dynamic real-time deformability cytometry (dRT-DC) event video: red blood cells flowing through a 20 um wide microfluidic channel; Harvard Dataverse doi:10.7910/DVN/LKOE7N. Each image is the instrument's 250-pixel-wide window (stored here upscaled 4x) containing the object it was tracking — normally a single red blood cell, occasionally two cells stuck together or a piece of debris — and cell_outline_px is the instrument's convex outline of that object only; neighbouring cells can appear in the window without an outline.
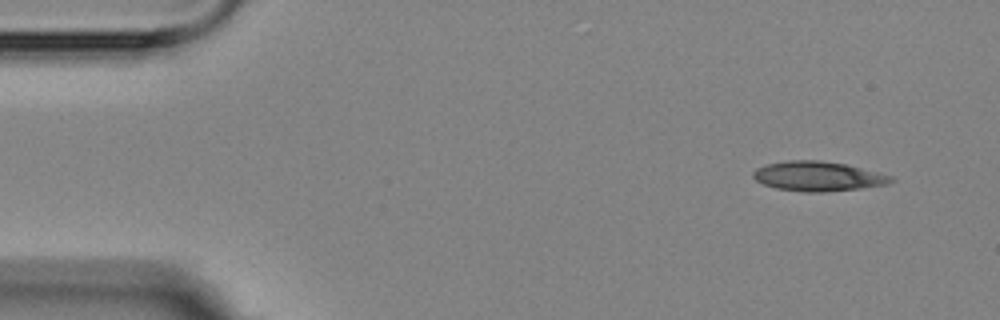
{"species": "Egyptian fruit bat (a non-hibernating species)", "species_latin": "Rousettus aegyptiacus", "temperature_condition": "room temperature", "stored_images_in_passage": 5, "camera_frame_rate_fps": 3000, "um_per_image_px": 0.085, "animal": {"sex": "female"}, "frame": {"image": 1, "passage_image": 1, "time_ms": 0.0, "image_size_px": [1000, 320], "cell_outline_px": [[896, 180], [888, 184], [860, 188], [820, 192], [804, 192], [776, 188], [764, 184], [756, 180], [752, 176], [752, 172], [756, 168], [768, 164], [788, 160], [820, 160], [844, 164], [892, 176]], "centroid_in_image_um": [69.51, 14.98], "position_along_channel_um": 15.5, "area_um2": 23.58}}
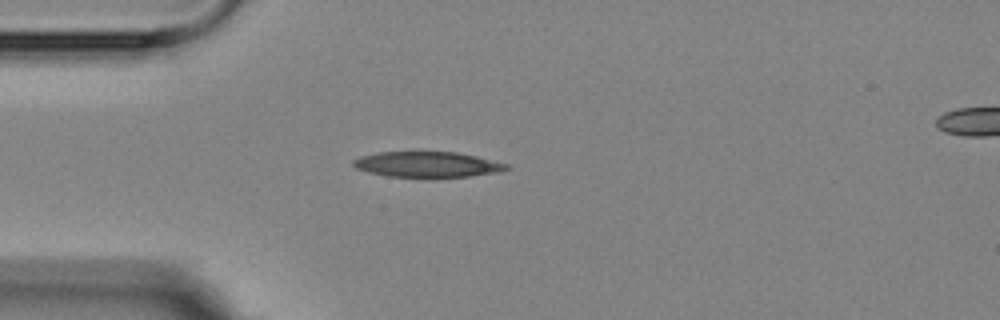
{"frame": {"image": 2, "passage_image": 4, "time_ms": 3.333, "image_size_px": [1000, 320], "cell_outline_px": [[512, 168], [500, 172], [468, 176], [388, 176], [368, 172], [356, 168], [352, 164], [352, 160], [360, 156], [376, 152], [456, 152], [476, 156], [508, 164]], "centroid_in_image_um": [36.32, 13.96], "position_along_channel_um": 48.7, "area_um2": 22.54}}